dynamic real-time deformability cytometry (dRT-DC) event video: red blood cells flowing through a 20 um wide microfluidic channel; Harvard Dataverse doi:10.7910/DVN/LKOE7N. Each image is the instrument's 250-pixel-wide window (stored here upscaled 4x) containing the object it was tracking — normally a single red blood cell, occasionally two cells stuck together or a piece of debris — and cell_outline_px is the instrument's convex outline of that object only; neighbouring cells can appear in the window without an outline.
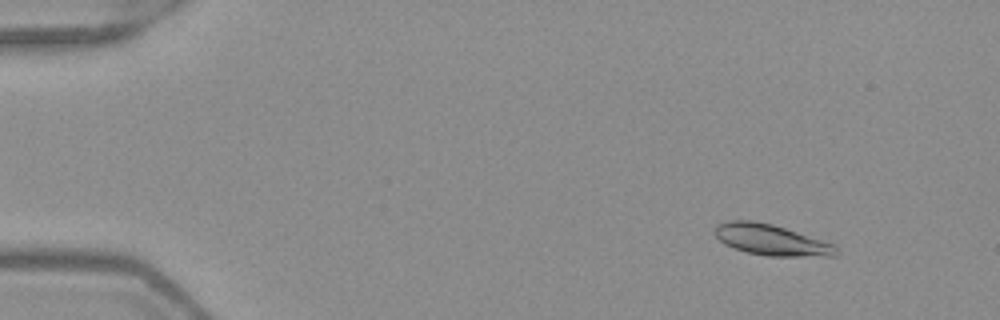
{"species": "Egyptian fruit bat (a non-hibernating species)", "species_latin": "Rousettus aegyptiacus", "temperature_condition": "warm", "stored_images_in_passage": 52, "camera_frame_rate_fps": 3000, "um_per_image_px": 0.085, "frame": {"image": 1, "passage_image": 6, "time_ms": 1.667, "image_size_px": [1000, 320], "cell_outline_px": [[840, 252], [836, 256], [768, 256], [748, 252], [724, 244], [716, 236], [716, 224], [728, 220], [752, 220], [772, 224], [836, 244]], "centroid_in_image_um": [65.61, 20.39], "position_along_channel_um": 19.4, "area_um2": 21.85}}
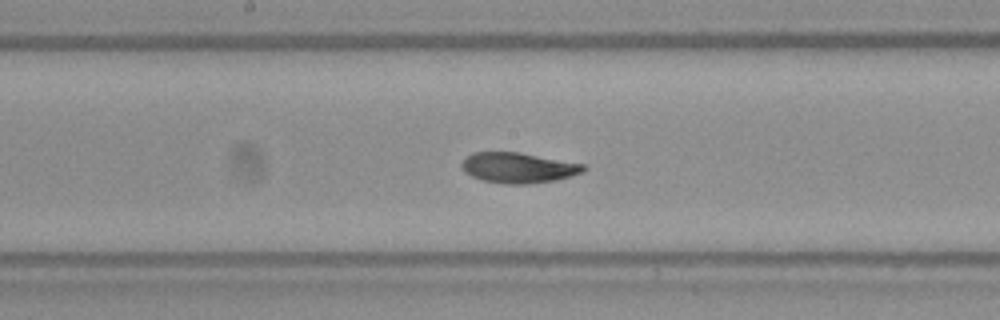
{"frame": {"image": 2, "passage_image": 28, "time_ms": 9.0, "image_size_px": [1000, 320], "cell_outline_px": [[588, 168], [584, 172], [572, 176], [556, 180], [528, 184], [504, 184], [484, 180], [472, 176], [464, 172], [460, 168], [460, 164], [472, 152], [520, 152], [584, 164]], "centroid_in_image_um": [44.07, 14.26], "position_along_channel_um": 204.1, "area_um2": 21.73}}
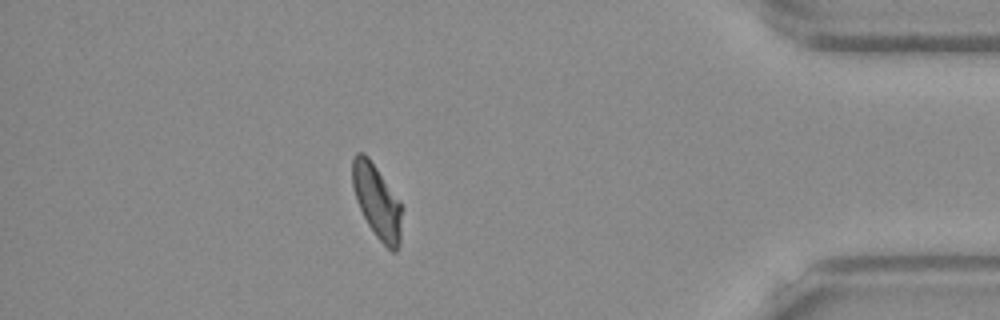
{"frame": {"image": 3, "passage_image": 46, "time_ms": 15.0, "image_size_px": [1000, 320], "cell_outline_px": [[404, 208], [400, 244], [396, 252], [392, 252], [376, 236], [368, 224], [356, 200], [352, 188], [352, 160], [356, 152], [364, 152], [368, 156], [400, 200]], "centroid_in_image_um": [32.08, 17.13], "position_along_channel_um": 403.1, "area_um2": 21.68}, "authors_computed_cell_mechanics": {"area_um2": 21.5883, "velocity_mm_per_s": 3.9713, "shape_relaxation_time_tau1_ms": 7.9987, "shape_relaxation_time_tau2_ms": 3.4492, "deformation_change_tau1": 0.1933, "deformation_change_tau2": 0.0585}}